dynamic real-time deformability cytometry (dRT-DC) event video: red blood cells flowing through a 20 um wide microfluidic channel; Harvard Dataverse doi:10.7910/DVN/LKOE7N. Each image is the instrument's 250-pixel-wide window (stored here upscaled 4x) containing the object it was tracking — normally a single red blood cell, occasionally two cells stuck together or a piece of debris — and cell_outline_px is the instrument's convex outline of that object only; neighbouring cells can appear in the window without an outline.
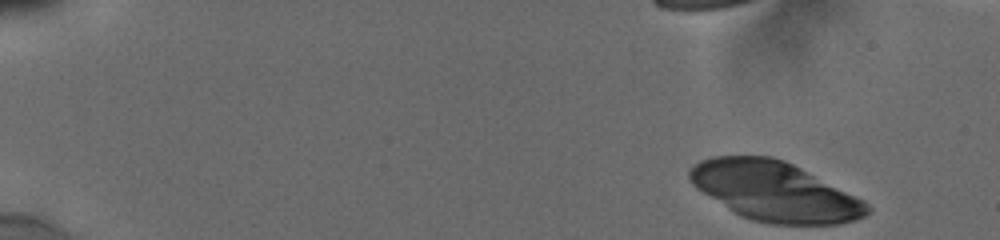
{"species": "human", "species_latin": "Homo sapiens", "temperature_condition": "cold", "stored_images_in_passage": 14, "camera_frame_rate_fps": 3000, "um_per_image_px": 0.085, "donor": {"sex": "male"}, "frame": {"image": 1, "passage_image": 1, "time_ms": 0.0, "image_size_px": [1000, 240], "cell_outline_px": [[872, 208], [864, 216], [856, 220], [840, 224], [768, 224], [752, 220], [740, 216], [696, 188], [692, 184], [688, 176], [688, 172], [700, 160], [712, 156], [772, 156], [784, 160], [864, 200]], "centroid_in_image_um": [65.85, 16.27], "position_along_channel_um": 19.2, "area_um2": 61.15}}
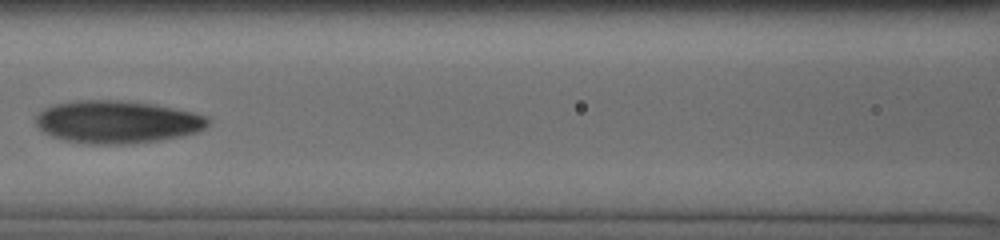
{"frame": {"image": 2, "passage_image": 12, "time_ms": 7.667, "image_size_px": [1000, 240], "cell_outline_px": [[212, 120], [204, 128], [196, 132], [180, 136], [160, 140], [132, 144], [92, 144], [64, 140], [52, 136], [44, 132], [36, 124], [36, 116], [44, 108], [56, 104], [72, 100], [120, 100], [152, 104], [192, 112], [208, 116]], "centroid_in_image_um": [9.96, 10.36], "position_along_channel_um": 156.6, "area_um2": 42.77}}